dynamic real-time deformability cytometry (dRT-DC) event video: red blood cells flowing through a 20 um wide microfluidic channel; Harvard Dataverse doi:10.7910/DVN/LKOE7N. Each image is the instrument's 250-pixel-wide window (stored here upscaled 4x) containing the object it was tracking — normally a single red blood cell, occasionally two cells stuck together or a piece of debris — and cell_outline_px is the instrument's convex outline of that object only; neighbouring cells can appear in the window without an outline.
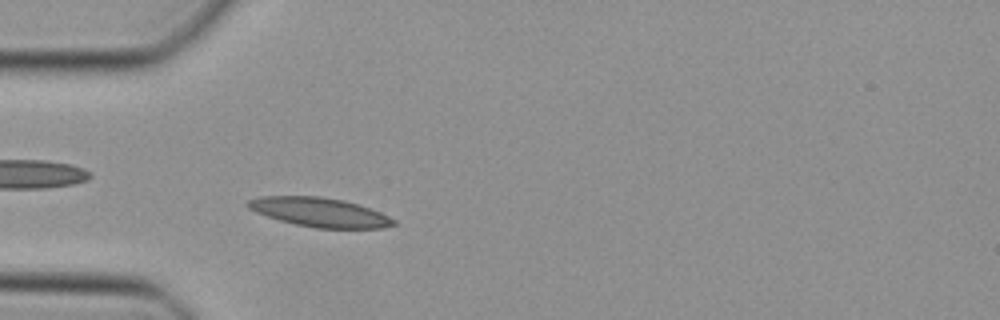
{"species": "Egyptian fruit bat (a non-hibernating species)", "species_latin": "Rousettus aegyptiacus", "temperature_condition": "cold", "stored_images_in_passage": 42, "camera_frame_rate_fps": 3000, "um_per_image_px": 0.085, "animal": {"sex": "female"}, "frame": {"image": 1, "passage_image": 9, "time_ms": 2.667, "image_size_px": [1000, 320], "cell_outline_px": [[396, 224], [380, 228], [316, 228], [296, 224], [280, 220], [256, 212], [248, 208], [244, 204], [248, 200], [260, 196], [320, 196], [344, 200], [380, 212], [396, 220]], "centroid_in_image_um": [27.14, 18.03], "position_along_channel_um": 57.9, "area_um2": 24.57}}
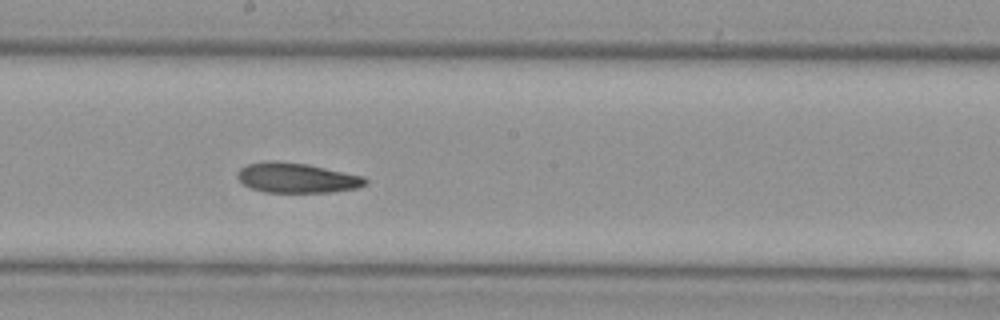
{"frame": {"image": 2, "passage_image": 21, "time_ms": 6.667, "image_size_px": [1000, 320], "cell_outline_px": [[368, 184], [356, 188], [332, 192], [264, 192], [252, 188], [244, 184], [236, 176], [236, 172], [240, 168], [248, 164], [272, 160], [276, 160], [308, 164], [364, 176], [368, 180]], "centroid_in_image_um": [25.24, 15.11], "position_along_channel_um": 223.0, "area_um2": 22.43}}
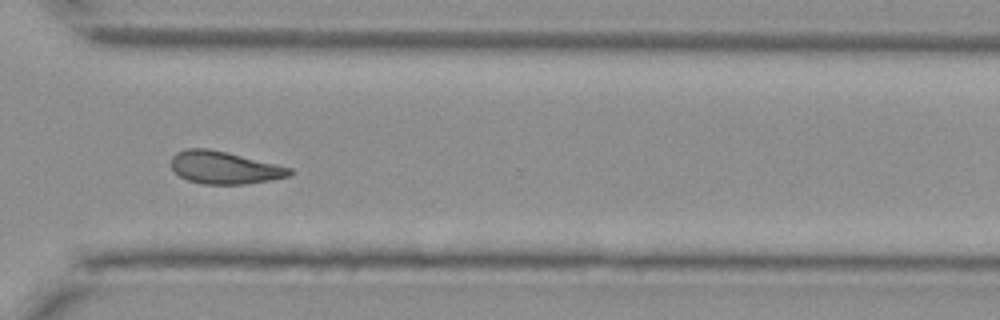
{"frame": {"image": 3, "passage_image": 30, "time_ms": 9.667, "image_size_px": [1000, 320], "cell_outline_px": [[292, 172], [288, 176], [268, 180], [244, 184], [204, 184], [188, 180], [180, 176], [172, 168], [172, 156], [176, 152], [184, 148], [208, 148], [228, 152], [292, 168]], "centroid_in_image_um": [19.04, 14.23], "position_along_channel_um": 351.6, "area_um2": 22.31}}